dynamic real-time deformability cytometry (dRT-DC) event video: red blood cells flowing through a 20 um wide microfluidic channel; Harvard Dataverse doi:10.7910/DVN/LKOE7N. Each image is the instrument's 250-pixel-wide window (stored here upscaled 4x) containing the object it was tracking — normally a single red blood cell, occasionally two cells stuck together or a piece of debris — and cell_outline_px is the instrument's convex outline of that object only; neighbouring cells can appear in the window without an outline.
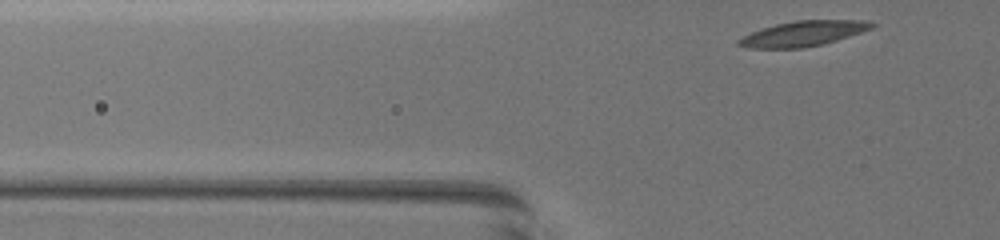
{"species": "common noctule bat (a hibernating species)", "species_latin": "Nyctalus noctula", "temperature_condition": "warm", "stored_images_in_passage": 31, "camera_frame_rate_fps": 3000, "um_per_image_px": 0.085, "animal": {"sex": "female", "body_mass_g": 19.5, "forearm_length_mm": 54.1}, "frame": {"image": 1, "passage_image": 2, "time_ms": 0.333, "image_size_px": [1000, 240], "cell_outline_px": [[876, 24], [872, 28], [836, 40], [804, 48], [748, 48], [736, 44], [736, 40], [752, 32], [776, 24], [796, 20], [860, 20]], "centroid_in_image_um": [68.22, 2.86], "position_along_channel_um": 57.6, "area_um2": 19.19}}
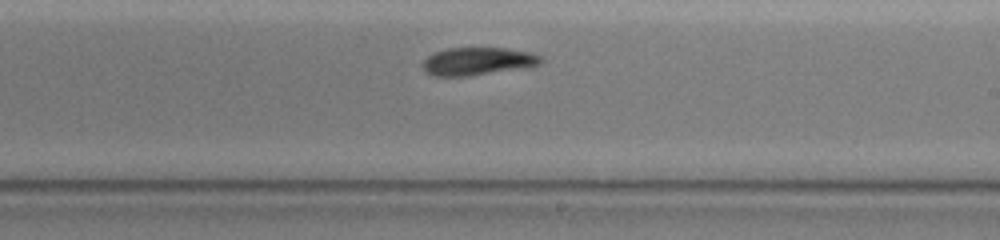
{"frame": {"image": 2, "passage_image": 19, "time_ms": 6.0, "image_size_px": [1000, 240], "cell_outline_px": [[544, 60], [540, 64], [528, 68], [472, 76], [436, 76], [428, 72], [424, 68], [424, 60], [428, 56], [436, 52], [448, 48], [504, 48], [532, 52], [540, 56]], "centroid_in_image_um": [40.7, 5.22], "position_along_channel_um": 248.3, "area_um2": 19.25}}
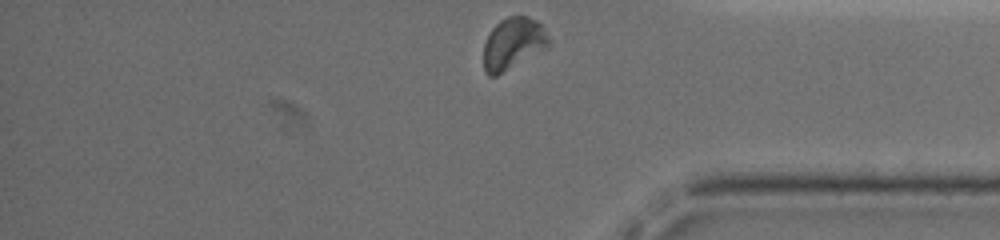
{"frame": {"image": 3, "passage_image": 31, "time_ms": 10.0, "image_size_px": [1000, 240], "cell_outline_px": [[552, 44], [548, 48], [496, 76], [488, 76], [484, 68], [484, 44], [492, 28], [500, 20], [508, 16], [528, 16], [536, 20], [540, 24], [548, 36]], "centroid_in_image_um": [43.63, 3.7], "position_along_channel_um": 391.6, "area_um2": 19.71}, "authors_computed_cell_mechanics": {"area_um2": 19.7098, "velocity_mm_per_s": 3.7524, "shape_relaxation_time_tau1_ms": 5.0487, "shape_relaxation_time_tau2_ms": 2.3858, "deformation_change_tau1": 0.1464, "deformation_change_tau2": 0.0825}}